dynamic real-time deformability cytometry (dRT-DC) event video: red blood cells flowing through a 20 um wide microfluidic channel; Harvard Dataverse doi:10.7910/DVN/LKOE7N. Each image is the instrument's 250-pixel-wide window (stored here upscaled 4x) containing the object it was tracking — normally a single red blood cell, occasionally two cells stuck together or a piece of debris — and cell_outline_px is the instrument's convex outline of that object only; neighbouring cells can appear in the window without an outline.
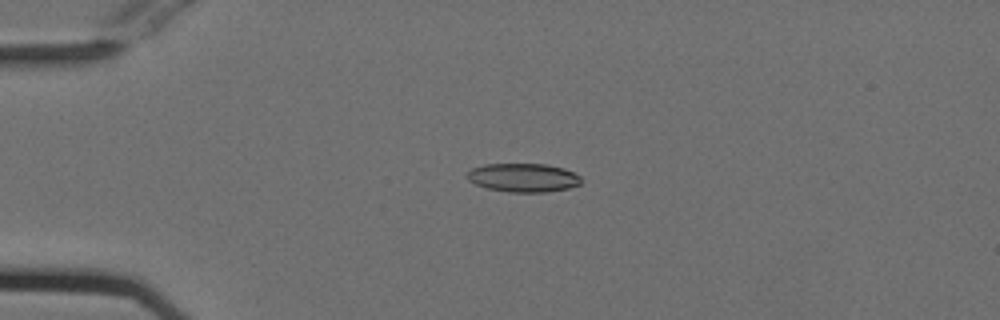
{"species": "Egyptian fruit bat (a non-hibernating species)", "species_latin": "Rousettus aegyptiacus", "temperature_condition": "cold", "stored_images_in_passage": 54, "camera_frame_rate_fps": 3000, "um_per_image_px": 0.085, "animal": {"sex": "female"}, "frame": {"image": 1, "passage_image": 13, "time_ms": 4.0, "image_size_px": [1000, 320], "cell_outline_px": [[580, 184], [568, 188], [548, 192], [508, 192], [488, 188], [476, 184], [468, 180], [468, 172], [472, 168], [484, 164], [548, 164], [564, 168], [580, 176]], "centroid_in_image_um": [44.49, 15.09], "position_along_channel_um": 40.5, "area_um2": 18.96}}
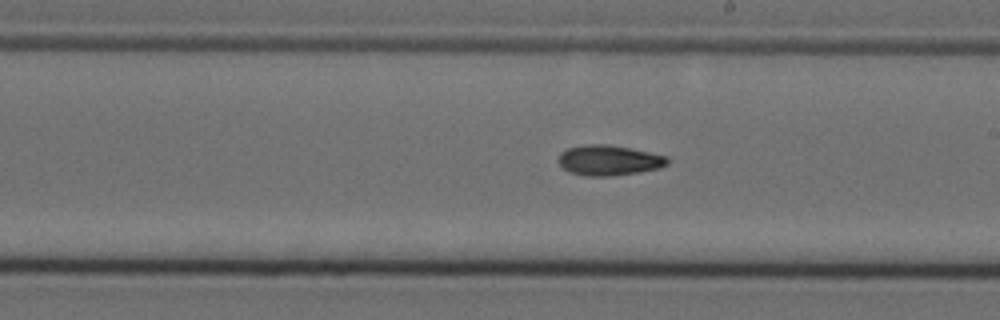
{"frame": {"image": 2, "passage_image": 31, "time_ms": 10.0, "image_size_px": [1000, 320], "cell_outline_px": [[668, 164], [660, 168], [636, 172], [608, 176], [584, 176], [568, 172], [556, 160], [560, 152], [568, 148], [588, 144], [608, 144], [632, 148], [668, 156]], "centroid_in_image_um": [51.74, 13.61], "position_along_channel_um": 237.3, "area_um2": 19.36}}
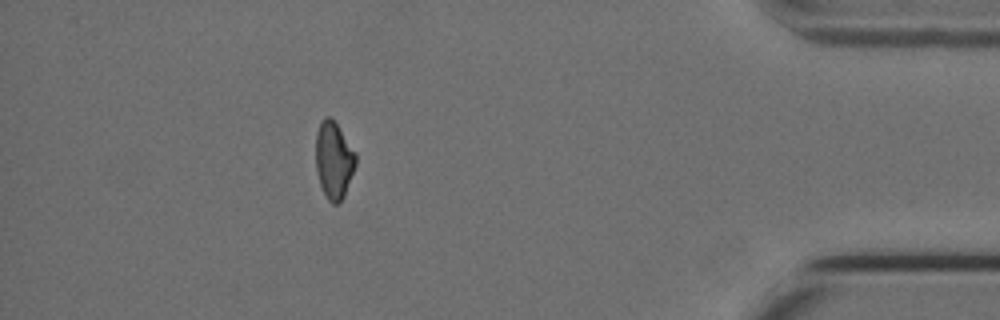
{"frame": {"image": 3, "passage_image": 48, "time_ms": 15.667, "image_size_px": [1000, 320], "cell_outline_px": [[356, 164], [344, 196], [340, 204], [332, 204], [328, 200], [320, 184], [316, 168], [316, 132], [320, 120], [324, 116], [328, 116], [336, 124], [356, 152]], "centroid_in_image_um": [28.37, 13.62], "position_along_channel_um": 406.8, "area_um2": 17.92}, "authors_computed_cell_mechanics": {"area_um2": 18.6694, "velocity_mm_per_s": 3.8022, "shape_relaxation_time_tau1_ms": null, "shape_relaxation_time_tau2_ms": 4.886, "deformation_change_tau1": null, "deformation_change_tau2": 0.1135}}